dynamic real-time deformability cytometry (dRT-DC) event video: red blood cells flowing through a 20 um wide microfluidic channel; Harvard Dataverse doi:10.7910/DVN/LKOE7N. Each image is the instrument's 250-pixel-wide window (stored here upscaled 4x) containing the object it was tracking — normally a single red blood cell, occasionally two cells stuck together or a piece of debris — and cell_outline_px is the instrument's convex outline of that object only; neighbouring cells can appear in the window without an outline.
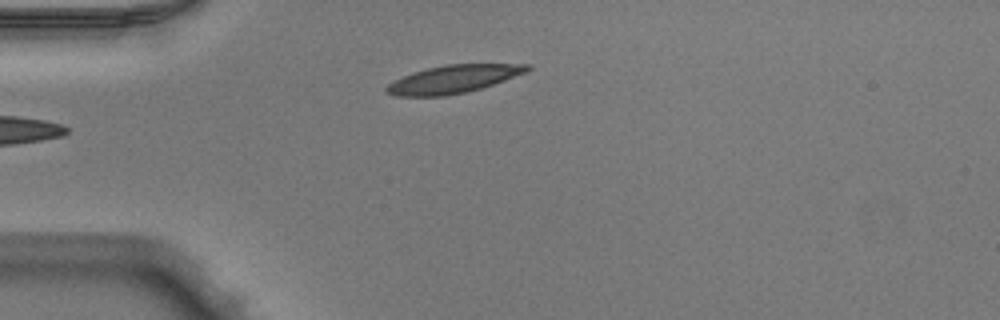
{"species": "Egyptian fruit bat (a non-hibernating species)", "species_latin": "Rousettus aegyptiacus", "temperature_condition": "warm", "stored_images_in_passage": 31, "camera_frame_rate_fps": 3000, "um_per_image_px": 0.085, "animal": {"sex": "male"}, "frame": {"image": 1, "passage_image": 1, "time_ms": 0.0, "image_size_px": [1000, 320], "cell_outline_px": [[532, 68], [528, 72], [480, 88], [464, 92], [444, 96], [396, 96], [384, 92], [384, 88], [388, 84], [412, 72], [428, 68], [448, 64], [532, 64]], "centroid_in_image_um": [38.54, 6.72], "position_along_channel_um": 46.5, "area_um2": 22.72}}
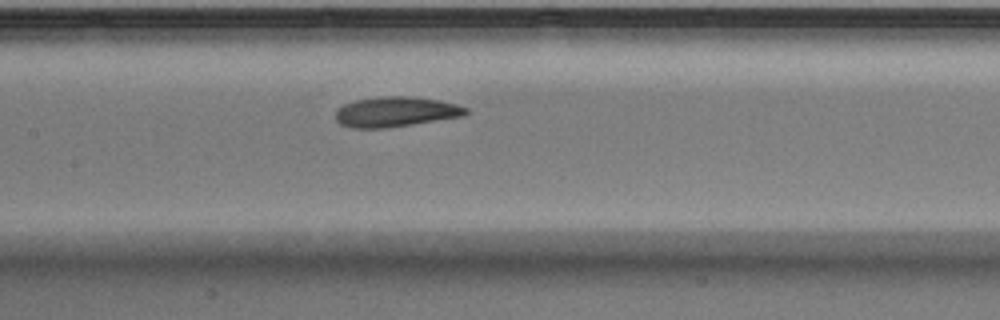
{"frame": {"image": 2, "passage_image": 12, "time_ms": 3.667, "image_size_px": [1000, 320], "cell_outline_px": [[468, 112], [464, 116], [388, 128], [352, 128], [340, 124], [336, 120], [336, 108], [344, 104], [356, 100], [380, 96], [408, 96], [440, 100], [456, 104], [468, 108]], "centroid_in_image_um": [33.63, 9.5], "position_along_channel_um": 173.8, "area_um2": 23.0}}
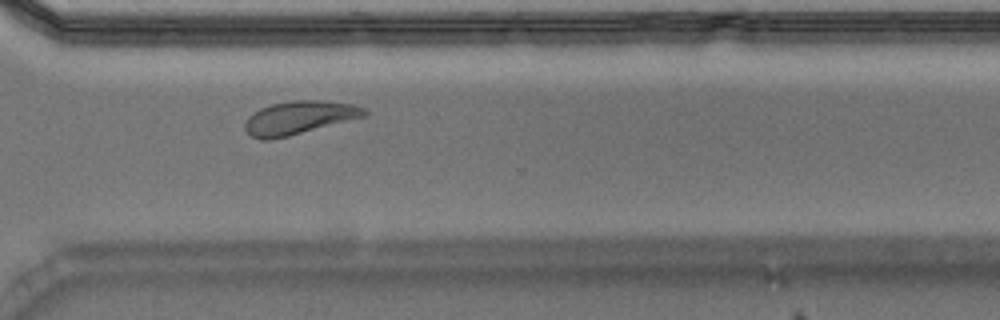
{"frame": {"image": 3, "passage_image": 25, "time_ms": 8.0, "image_size_px": [1000, 320], "cell_outline_px": [[368, 116], [288, 136], [268, 140], [260, 140], [252, 136], [244, 128], [244, 124], [248, 116], [252, 112], [260, 108], [272, 104], [292, 100], [320, 100], [352, 104], [364, 108], [368, 112]], "centroid_in_image_um": [25.42, 10.0], "position_along_channel_um": 345.2, "area_um2": 23.24}, "authors_computed_cell_mechanics": {"area_um2": 23.0622, "velocity_mm_per_s": 3.9607, "shape_relaxation_time_tau1_ms": 2.6521, "shape_relaxation_time_tau2_ms": 2.7949, "deformation_change_tau1": 0.1103, "deformation_change_tau2": 0.0982}}